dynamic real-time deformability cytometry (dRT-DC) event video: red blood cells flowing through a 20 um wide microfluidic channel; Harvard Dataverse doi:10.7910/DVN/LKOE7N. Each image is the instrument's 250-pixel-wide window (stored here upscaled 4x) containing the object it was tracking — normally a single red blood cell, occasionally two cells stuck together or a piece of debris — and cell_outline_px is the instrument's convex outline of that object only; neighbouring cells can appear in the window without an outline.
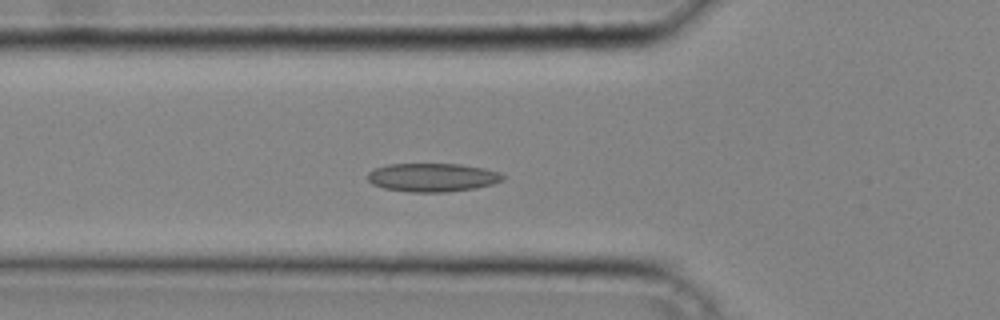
{"species": "common noctule bat (a hibernating species)", "species_latin": "Nyctalus noctula", "temperature_condition": "cold", "stored_images_in_passage": 34, "camera_frame_rate_fps": 3000, "um_per_image_px": 0.085, "animal": {"sex": "male", "body_mass_g": 20.4}, "frame": {"image": 1, "passage_image": 8, "time_ms": 2.333, "image_size_px": [1000, 320], "cell_outline_px": [[504, 180], [492, 184], [476, 188], [448, 192], [412, 192], [384, 188], [372, 184], [368, 180], [368, 172], [376, 168], [388, 164], [460, 164], [484, 168], [500, 172], [504, 176]], "centroid_in_image_um": [36.78, 15.08], "position_along_channel_um": 89.0, "area_um2": 22.48}}
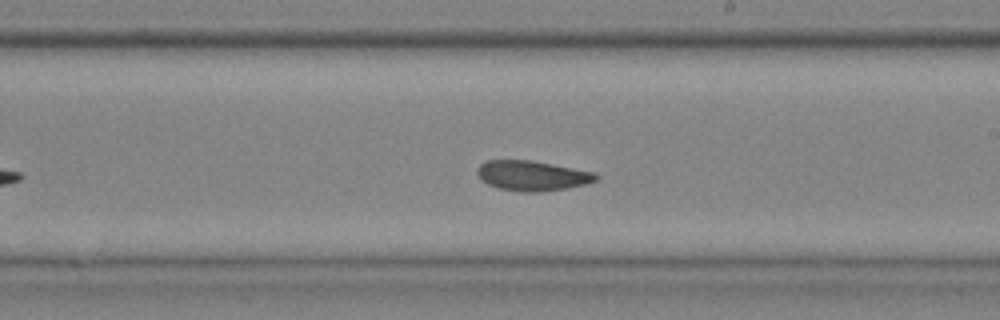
{"frame": {"image": 2, "passage_image": 18, "time_ms": 5.667, "image_size_px": [1000, 320], "cell_outline_px": [[600, 176], [596, 180], [584, 184], [564, 188], [540, 192], [520, 192], [500, 188], [488, 184], [476, 172], [476, 168], [484, 160], [532, 160], [596, 172]], "centroid_in_image_um": [45.24, 14.92], "position_along_channel_um": 243.8, "area_um2": 20.75}}
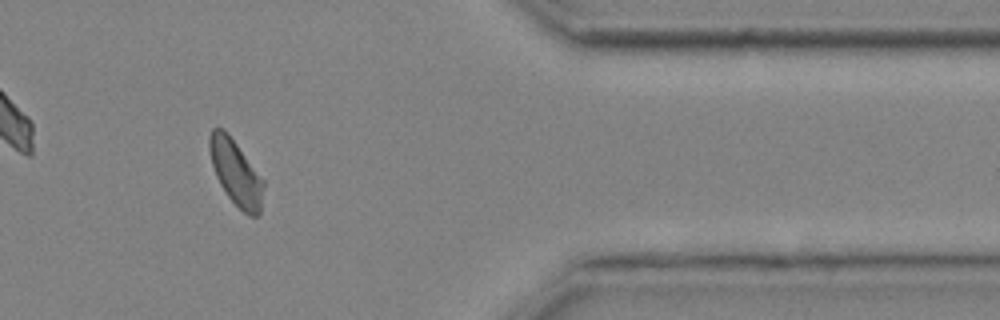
{"frame": {"image": 3, "passage_image": 29, "time_ms": 9.333, "image_size_px": [1000, 320], "cell_outline_px": [[264, 188], [260, 212], [256, 216], [248, 216], [228, 196], [220, 184], [216, 176], [212, 164], [208, 148], [208, 136], [212, 128], [224, 128], [228, 132], [264, 180]], "centroid_in_image_um": [20.03, 14.63], "position_along_channel_um": 391.4, "area_um2": 20.58}}